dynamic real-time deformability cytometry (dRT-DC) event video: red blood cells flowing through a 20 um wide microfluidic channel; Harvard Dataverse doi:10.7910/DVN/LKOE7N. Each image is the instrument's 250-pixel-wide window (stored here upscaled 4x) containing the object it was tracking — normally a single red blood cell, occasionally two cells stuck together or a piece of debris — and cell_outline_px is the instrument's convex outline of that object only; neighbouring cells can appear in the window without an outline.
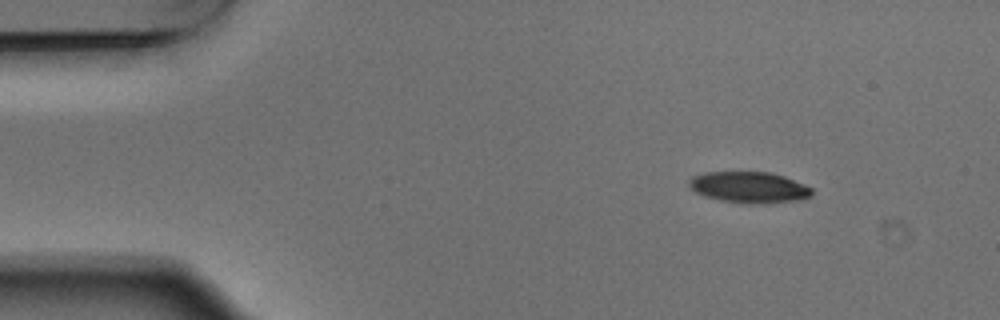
{"species": "Egyptian fruit bat (a non-hibernating species)", "species_latin": "Rousettus aegyptiacus", "temperature_condition": "warm", "stored_images_in_passage": 4, "camera_frame_rate_fps": 3000, "um_per_image_px": 0.085, "animal": {"sex": "male"}, "frame": {"image": 1, "passage_image": 1, "time_ms": 0.0, "image_size_px": [1000, 320], "cell_outline_px": [[812, 196], [804, 200], [752, 204], [720, 200], [704, 196], [696, 192], [688, 184], [688, 180], [692, 176], [704, 172], [772, 172], [784, 176], [804, 184], [812, 188]], "centroid_in_image_um": [63.7, 15.92], "position_along_channel_um": 21.3, "area_um2": 22.43}}
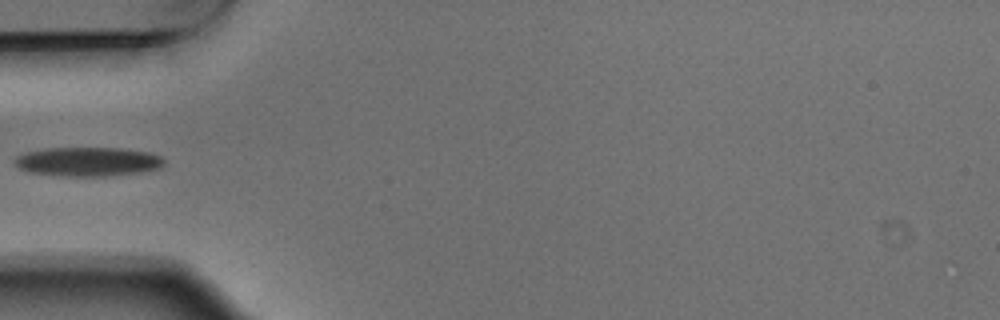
{"frame": {"image": 2, "passage_image": 4, "time_ms": 1.0, "image_size_px": [1000, 320], "cell_outline_px": [[164, 164], [160, 168], [140, 172], [104, 176], [64, 176], [28, 172], [12, 164], [12, 160], [16, 156], [24, 152], [44, 148], [124, 148], [152, 152], [160, 156], [164, 160]], "centroid_in_image_um": [7.44, 13.73], "position_along_channel_um": 77.6, "area_um2": 25.66}}